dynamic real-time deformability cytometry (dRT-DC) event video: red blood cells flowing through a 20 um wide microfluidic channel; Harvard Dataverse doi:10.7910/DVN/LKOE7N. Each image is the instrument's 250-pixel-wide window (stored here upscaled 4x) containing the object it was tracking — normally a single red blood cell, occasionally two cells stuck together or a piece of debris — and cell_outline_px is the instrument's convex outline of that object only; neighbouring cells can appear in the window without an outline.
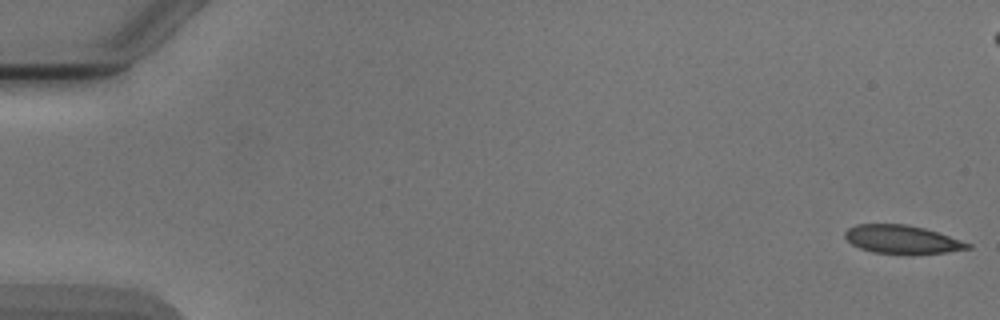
{"species": "Egyptian fruit bat (a non-hibernating species)", "species_latin": "Rousettus aegyptiacus", "temperature_condition": "cold", "stored_images_in_passage": 4, "camera_frame_rate_fps": 3000, "um_per_image_px": 0.085, "animal": {"sex": "male"}, "frame": {"image": 1, "passage_image": 1, "time_ms": 0.0, "image_size_px": [1000, 320], "cell_outline_px": [[972, 248], [948, 252], [912, 256], [872, 252], [860, 248], [852, 244], [844, 236], [844, 232], [848, 228], [856, 224], [904, 224], [924, 228], [972, 244]], "centroid_in_image_um": [76.68, 20.38], "position_along_channel_um": 8.3, "area_um2": 20.69}}